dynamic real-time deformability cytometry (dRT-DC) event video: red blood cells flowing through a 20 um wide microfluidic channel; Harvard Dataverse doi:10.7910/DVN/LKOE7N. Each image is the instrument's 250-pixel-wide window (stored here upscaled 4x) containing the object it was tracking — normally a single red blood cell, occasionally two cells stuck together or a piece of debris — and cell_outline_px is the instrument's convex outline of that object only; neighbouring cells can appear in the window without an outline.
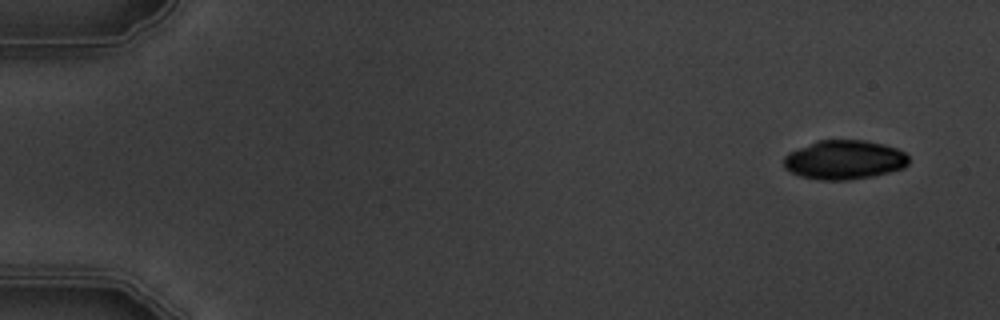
{"species": "common noctule bat (a hibernating species)", "species_latin": "Nyctalus noctula", "temperature_condition": "warm", "stored_images_in_passage": 6, "segment_of_instrument_passage": [1, 2], "camera_frame_rate_fps": 3000, "um_per_image_px": 0.085, "animal": {"sex": "male", "body_mass_g": 19.5, "forearm_length_mm": 54.6}, "frame": {"image": 1, "passage_image": 1, "time_ms": 0.0, "image_size_px": [1000, 320], "cell_outline_px": [[908, 164], [904, 168], [872, 176], [848, 180], [820, 180], [800, 176], [784, 168], [784, 156], [788, 152], [816, 140], [868, 140], [884, 144], [896, 148], [904, 152], [908, 156]], "centroid_in_image_um": [71.75, 13.57], "position_along_channel_um": 13.2, "area_um2": 28.67}}